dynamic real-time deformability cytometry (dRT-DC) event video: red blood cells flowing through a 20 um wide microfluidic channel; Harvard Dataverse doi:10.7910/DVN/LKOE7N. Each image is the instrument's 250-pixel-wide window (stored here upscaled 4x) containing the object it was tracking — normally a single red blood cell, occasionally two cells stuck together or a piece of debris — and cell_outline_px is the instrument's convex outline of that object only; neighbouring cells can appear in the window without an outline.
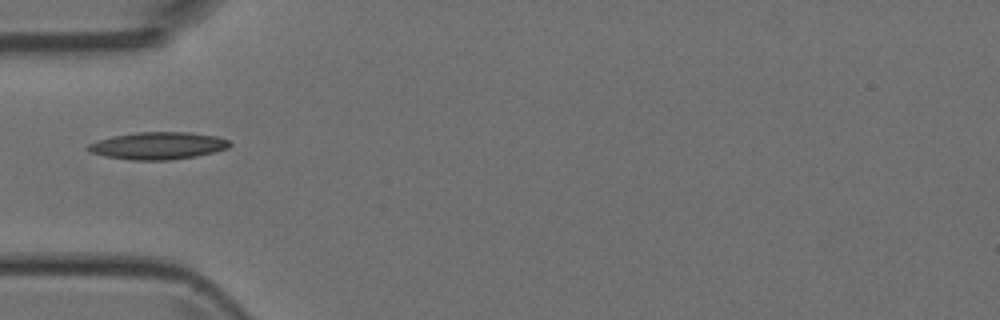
{"species": "Egyptian fruit bat (a non-hibernating species)", "species_latin": "Rousettus aegyptiacus", "temperature_condition": "room temperature", "stored_images_in_passage": 20, "camera_frame_rate_fps": 3000, "um_per_image_px": 0.085, "animal": {"sex": "female"}, "frame": {"image": 1, "passage_image": 1, "time_ms": 0.0, "image_size_px": [1000, 320], "cell_outline_px": [[232, 144], [228, 148], [196, 156], [172, 160], [132, 160], [104, 156], [92, 152], [84, 148], [88, 144], [96, 140], [112, 136], [136, 132], [188, 132], [216, 136], [228, 140]], "centroid_in_image_um": [13.39, 12.38], "position_along_channel_um": 71.6, "area_um2": 22.6}}
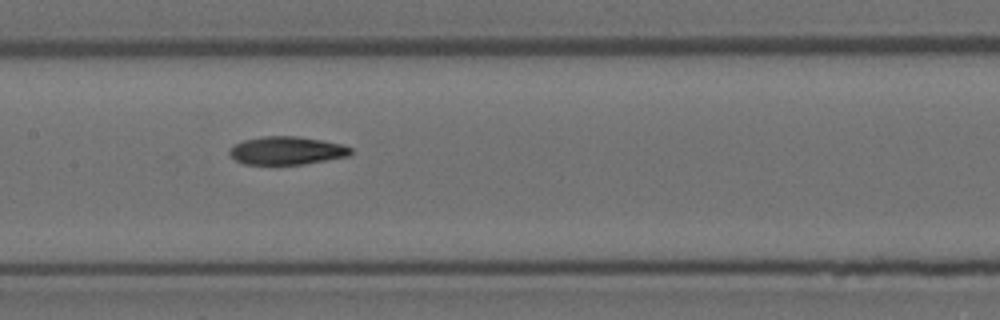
{"frame": {"image": 2, "passage_image": 9, "time_ms": 2.667, "image_size_px": [1000, 320], "cell_outline_px": [[352, 152], [348, 156], [304, 164], [244, 164], [236, 160], [228, 152], [236, 144], [244, 140], [264, 136], [296, 136], [320, 140], [340, 144], [352, 148]], "centroid_in_image_um": [24.38, 12.8], "position_along_channel_um": 183.0, "area_um2": 19.54}}
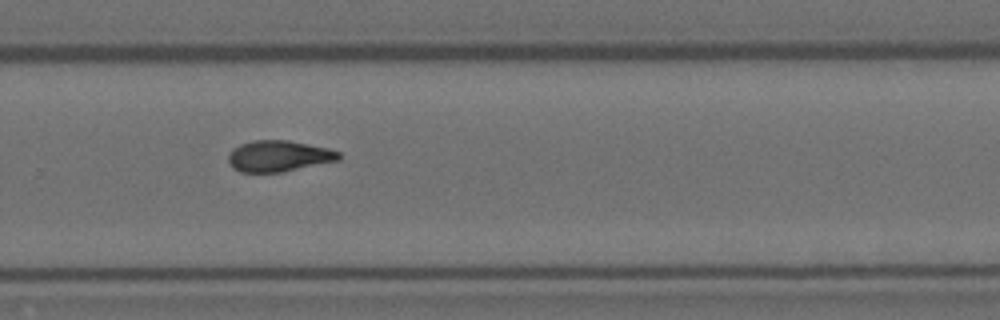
{"frame": {"image": 3, "passage_image": 18, "time_ms": 5.667, "image_size_px": [1000, 320], "cell_outline_px": [[340, 160], [280, 172], [240, 172], [232, 168], [228, 160], [228, 156], [232, 148], [240, 144], [252, 140], [288, 140], [328, 148], [340, 152]], "centroid_in_image_um": [23.67, 13.26], "position_along_channel_um": 306.1, "area_um2": 20.06}}